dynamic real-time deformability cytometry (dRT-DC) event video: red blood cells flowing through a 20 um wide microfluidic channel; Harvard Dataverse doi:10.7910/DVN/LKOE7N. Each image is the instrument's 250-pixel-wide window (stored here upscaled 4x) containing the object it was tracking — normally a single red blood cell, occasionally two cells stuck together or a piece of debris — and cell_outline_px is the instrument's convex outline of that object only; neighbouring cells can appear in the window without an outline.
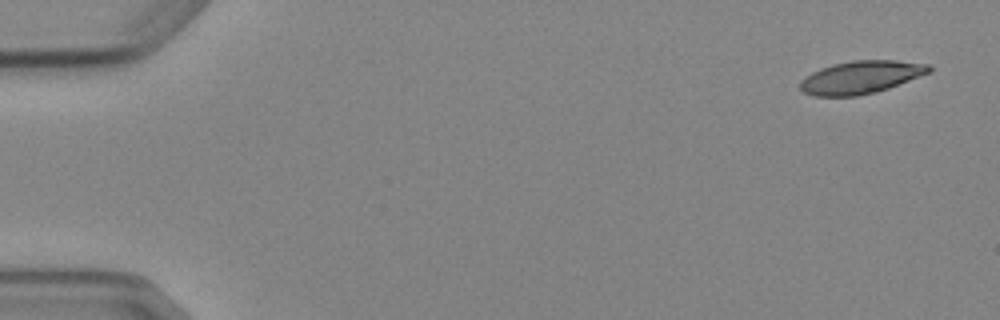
{"species": "Egyptian fruit bat (a non-hibernating species)", "species_latin": "Rousettus aegyptiacus", "temperature_condition": "cold", "stored_images_in_passage": 4, "camera_frame_rate_fps": 3000, "um_per_image_px": 0.085, "animal": {"sex": "female"}, "frame": {"image": 1, "passage_image": 1, "time_ms": 0.0, "image_size_px": [1000, 320], "cell_outline_px": [[932, 72], [888, 88], [876, 92], [856, 96], [812, 96], [804, 92], [800, 88], [800, 80], [804, 76], [820, 68], [832, 64], [852, 60], [896, 60], [928, 64], [932, 68]], "centroid_in_image_um": [73.16, 6.56], "position_along_channel_um": 11.8, "area_um2": 24.8}}
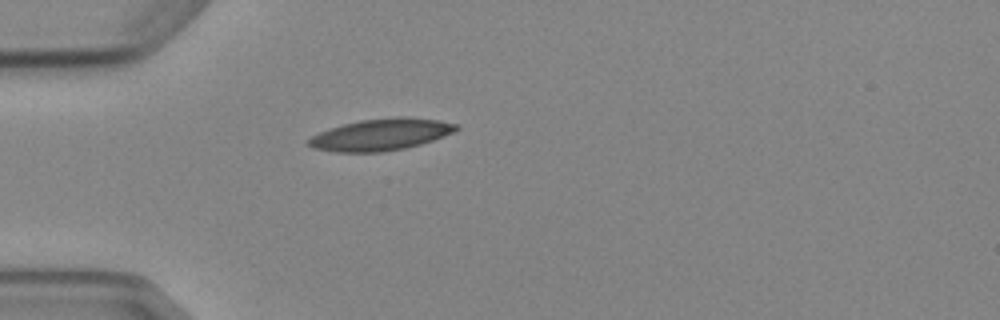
{"frame": {"image": 2, "passage_image": 4, "time_ms": 4.333, "image_size_px": [1000, 320], "cell_outline_px": [[460, 128], [444, 136], [420, 144], [404, 148], [380, 152], [336, 152], [312, 148], [304, 144], [312, 136], [320, 132], [344, 124], [360, 120], [396, 116], [404, 116], [440, 120], [460, 124]], "centroid_in_image_um": [32.38, 11.43], "position_along_channel_um": 52.6, "area_um2": 27.34}}